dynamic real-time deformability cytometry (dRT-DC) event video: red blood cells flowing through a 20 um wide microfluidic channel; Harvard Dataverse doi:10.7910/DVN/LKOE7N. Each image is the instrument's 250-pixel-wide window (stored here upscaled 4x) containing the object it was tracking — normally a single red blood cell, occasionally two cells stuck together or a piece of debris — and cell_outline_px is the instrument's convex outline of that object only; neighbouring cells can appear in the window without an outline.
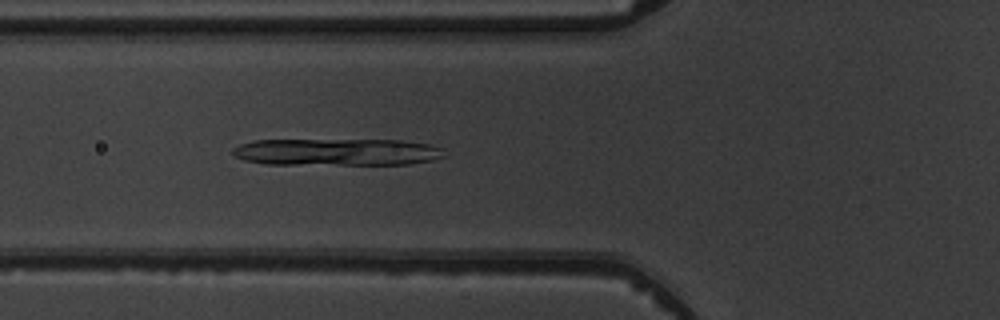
{"species": "common noctule bat (a hibernating species)", "species_latin": "Nyctalus noctula", "temperature_condition": "warm", "stored_images_in_passage": 3, "camera_frame_rate_fps": 3000, "um_per_image_px": 0.085, "animal": {"sex": "male", "body_mass_g": 19.5, "forearm_length_mm": 54.6}, "frame": {"image": 1, "passage_image": 3, "time_ms": 2.333, "image_size_px": [1000, 320], "cell_outline_px": [[448, 156], [432, 160], [408, 164], [268, 164], [244, 160], [236, 156], [232, 152], [232, 148], [240, 144], [252, 140], [400, 140], [432, 144], [440, 148]], "centroid_in_image_um": [28.66, 12.92], "position_along_channel_um": 97.1, "area_um2": 33.41}}